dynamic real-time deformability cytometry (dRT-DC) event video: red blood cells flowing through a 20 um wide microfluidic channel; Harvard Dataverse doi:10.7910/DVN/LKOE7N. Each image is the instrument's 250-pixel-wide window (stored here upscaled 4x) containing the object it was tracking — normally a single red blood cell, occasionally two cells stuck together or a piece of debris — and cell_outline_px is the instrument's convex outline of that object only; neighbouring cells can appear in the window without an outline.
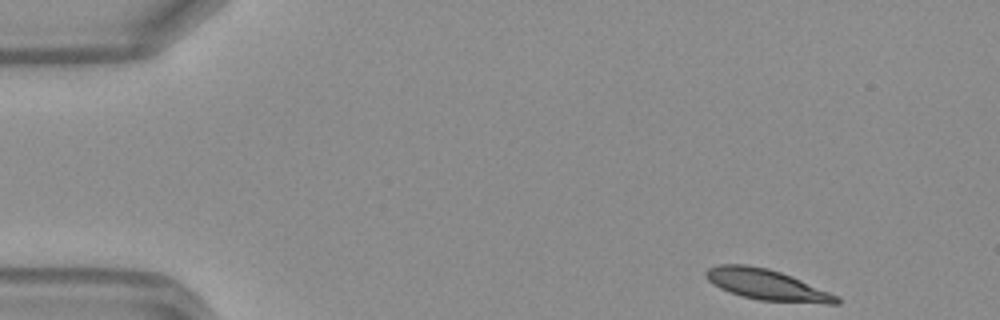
{"species": "Egyptian fruit bat (a non-hibernating species)", "species_latin": "Rousettus aegyptiacus", "temperature_condition": "warm", "stored_images_in_passage": 44, "camera_frame_rate_fps": 3000, "um_per_image_px": 0.085, "frame": {"image": 1, "passage_image": 1, "time_ms": 0.0, "image_size_px": [1000, 320], "cell_outline_px": [[840, 304], [824, 304], [760, 300], [740, 296], [728, 292], [712, 284], [704, 276], [704, 272], [708, 268], [720, 264], [744, 264], [768, 268], [780, 272], [840, 296]], "centroid_in_image_um": [65.17, 24.21], "position_along_channel_um": 19.8, "area_um2": 23.52}}
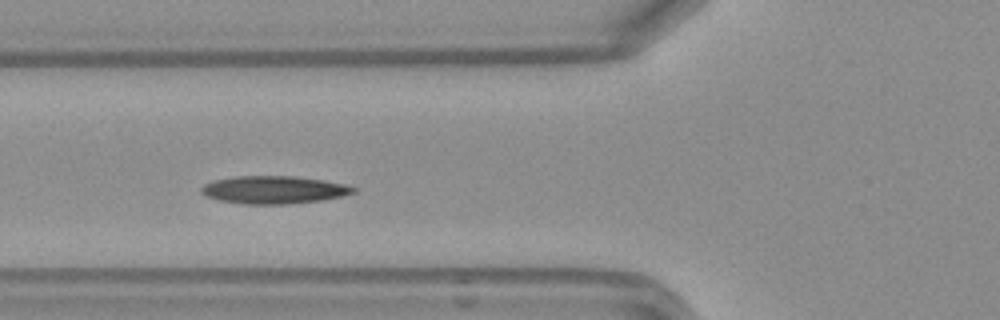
{"frame": {"image": 2, "passage_image": 14, "time_ms": 4.333, "image_size_px": [1000, 320], "cell_outline_px": [[356, 192], [340, 196], [320, 200], [288, 204], [244, 204], [220, 200], [208, 196], [200, 192], [200, 188], [204, 184], [212, 180], [236, 176], [296, 176], [344, 184], [356, 188]], "centroid_in_image_um": [23.23, 16.13], "position_along_channel_um": 102.6, "area_um2": 24.39}}
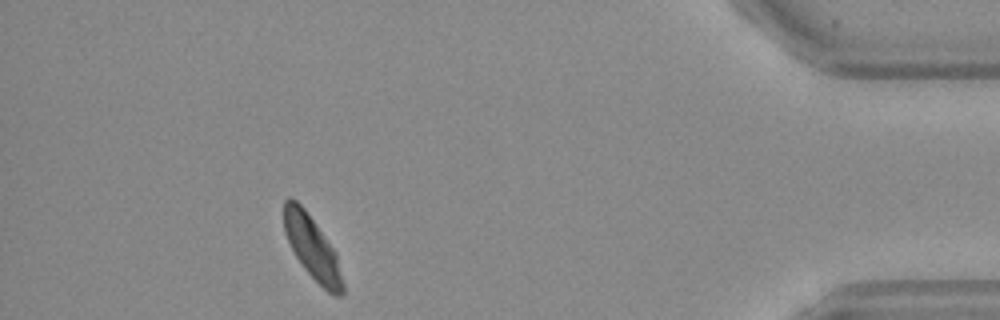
{"frame": {"image": 3, "passage_image": 40, "time_ms": 13.0, "image_size_px": [1000, 320], "cell_outline_px": [[344, 292], [340, 296], [332, 296], [304, 268], [296, 256], [284, 232], [284, 200], [288, 196], [292, 196], [304, 208], [336, 252], [344, 284]], "centroid_in_image_um": [26.55, 21.05], "position_along_channel_um": 408.7, "area_um2": 21.39}, "authors_computed_cell_mechanics": {"area_um2": 23.1489, "velocity_mm_per_s": 4.1514, "shape_relaxation_time_tau1_ms": 6.0314, "shape_relaxation_time_tau2_ms": 3.6906, "deformation_change_tau1": 0.1772, "deformation_change_tau2": 0.0879}}